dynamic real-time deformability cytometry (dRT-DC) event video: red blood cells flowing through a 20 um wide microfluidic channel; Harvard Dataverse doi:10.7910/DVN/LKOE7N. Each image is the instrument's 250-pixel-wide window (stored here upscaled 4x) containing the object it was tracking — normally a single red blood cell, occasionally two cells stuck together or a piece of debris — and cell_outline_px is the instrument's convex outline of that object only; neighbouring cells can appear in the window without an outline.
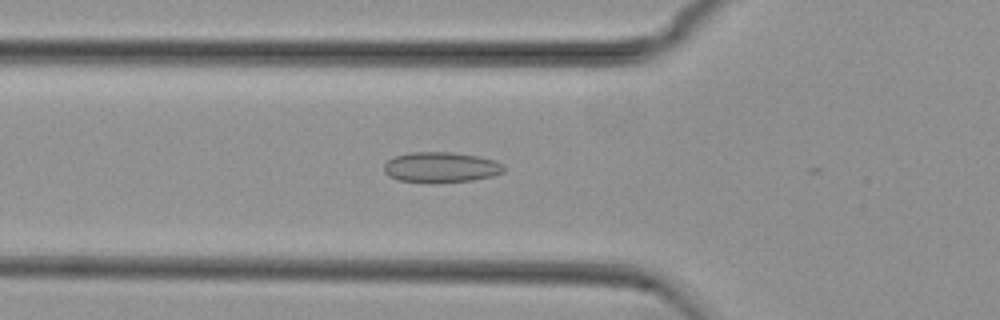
{"species": "common noctule bat (a hibernating species)", "species_latin": "Nyctalus noctula", "temperature_condition": "cold", "stored_images_in_passage": 19, "camera_frame_rate_fps": 3000, "um_per_image_px": 0.085, "animal": {"sex": "female", "body_mass_g": 29.2, "forearm_length_mm": 56.3}, "frame": {"image": 1, "passage_image": 18, "time_ms": 5.667, "image_size_px": [1000, 320], "cell_outline_px": [[504, 172], [492, 176], [472, 180], [436, 184], [432, 184], [400, 180], [388, 176], [384, 172], [384, 164], [392, 156], [412, 152], [452, 152], [480, 156], [504, 164]], "centroid_in_image_um": [37.46, 14.23], "position_along_channel_um": 88.3, "area_um2": 21.68}}